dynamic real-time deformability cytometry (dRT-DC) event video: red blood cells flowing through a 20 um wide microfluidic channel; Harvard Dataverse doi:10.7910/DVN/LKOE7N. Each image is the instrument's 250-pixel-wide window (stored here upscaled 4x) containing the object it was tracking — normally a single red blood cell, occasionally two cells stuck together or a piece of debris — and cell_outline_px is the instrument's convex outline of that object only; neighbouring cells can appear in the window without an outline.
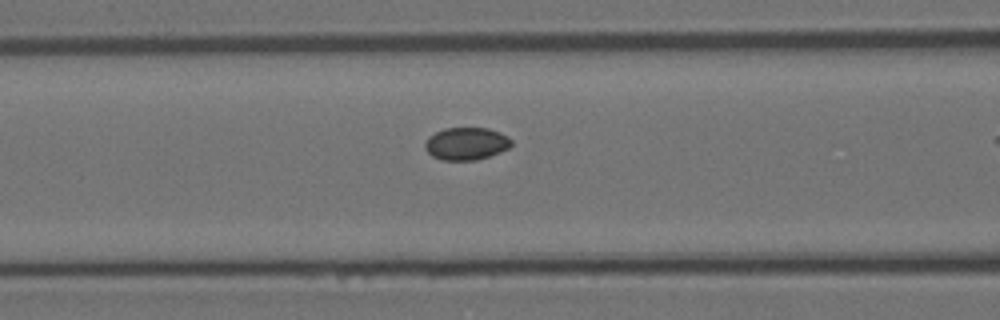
{"species": "Egyptian fruit bat (a non-hibernating species)", "species_latin": "Rousettus aegyptiacus", "temperature_condition": "room temperature", "stored_images_in_passage": 18, "camera_frame_rate_fps": 3000, "um_per_image_px": 0.085, "animal": {"sex": "female"}, "frame": {"image": 1, "passage_image": 16, "time_ms": 5.0, "image_size_px": [1000, 320], "cell_outline_px": [[512, 144], [508, 148], [500, 152], [476, 160], [440, 160], [432, 156], [424, 148], [424, 144], [428, 136], [444, 128], [488, 128], [500, 132], [508, 136], [512, 140]], "centroid_in_image_um": [39.62, 12.21], "position_along_channel_um": 127.0, "area_um2": 16.47}}